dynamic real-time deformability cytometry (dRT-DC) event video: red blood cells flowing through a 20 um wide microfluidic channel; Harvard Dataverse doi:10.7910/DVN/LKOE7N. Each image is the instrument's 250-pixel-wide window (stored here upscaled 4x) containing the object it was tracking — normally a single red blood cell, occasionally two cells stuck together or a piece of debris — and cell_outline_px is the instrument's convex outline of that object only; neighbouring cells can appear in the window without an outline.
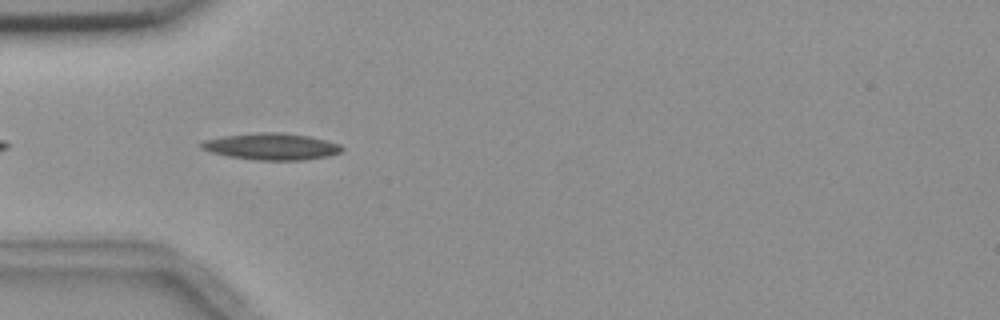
{"species": "common noctule bat (a hibernating species)", "species_latin": "Nyctalus noctula", "temperature_condition": "room temperature", "stored_images_in_passage": 4, "camera_frame_rate_fps": 3000, "um_per_image_px": 0.085, "animal": {"sex": "female", "body_mass_g": 18.4}, "frame": {"image": 1, "passage_image": 4, "time_ms": 3.667, "image_size_px": [1000, 320], "cell_outline_px": [[344, 148], [340, 152], [328, 156], [304, 160], [256, 160], [228, 156], [212, 152], [200, 148], [200, 144], [204, 140], [224, 136], [256, 132], [284, 132], [308, 136], [340, 144]], "centroid_in_image_um": [23.07, 12.45], "position_along_channel_um": 61.9, "area_um2": 21.79}}